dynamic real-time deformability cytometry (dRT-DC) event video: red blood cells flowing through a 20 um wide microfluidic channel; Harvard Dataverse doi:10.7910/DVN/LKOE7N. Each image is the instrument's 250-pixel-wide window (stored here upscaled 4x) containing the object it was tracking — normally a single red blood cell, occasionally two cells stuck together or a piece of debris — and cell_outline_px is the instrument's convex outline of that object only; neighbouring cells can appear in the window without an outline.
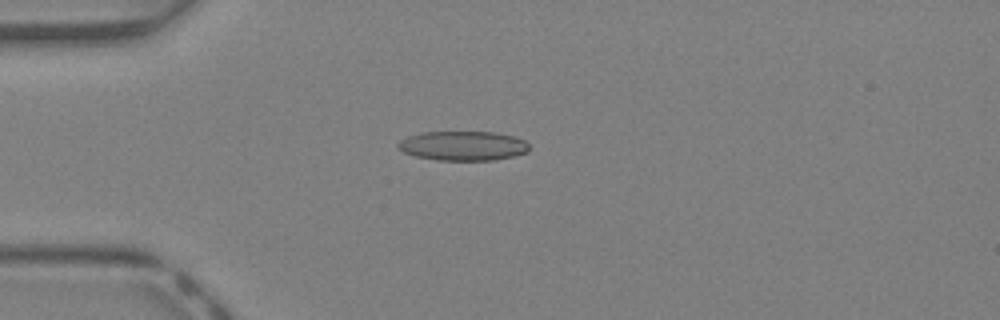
{"species": "Egyptian fruit bat (a non-hibernating species)", "species_latin": "Rousettus aegyptiacus", "temperature_condition": "warm", "stored_images_in_passage": 42, "camera_frame_rate_fps": 3000, "um_per_image_px": 0.085, "animal": {"sex": "female"}, "frame": {"image": 1, "passage_image": 12, "time_ms": 3.667, "image_size_px": [1000, 320], "cell_outline_px": [[528, 152], [516, 156], [492, 160], [436, 160], [416, 156], [404, 152], [396, 148], [396, 144], [400, 140], [408, 136], [420, 132], [496, 132], [512, 136], [524, 140], [528, 144]], "centroid_in_image_um": [39.33, 12.39], "position_along_channel_um": 45.7, "area_um2": 22.6}}
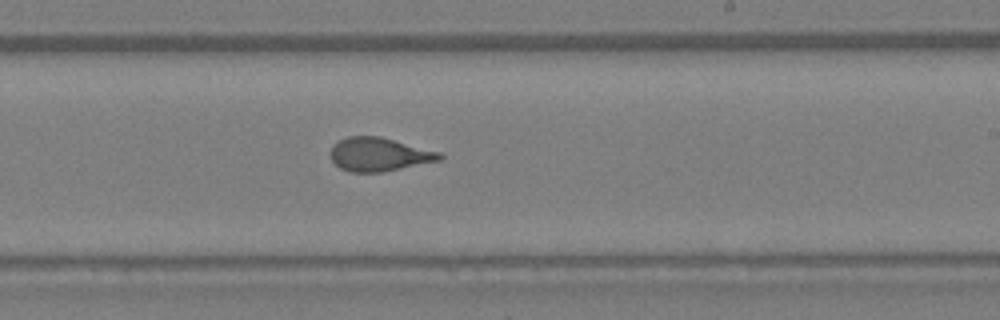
{"frame": {"image": 2, "passage_image": 26, "time_ms": 8.333, "image_size_px": [1000, 320], "cell_outline_px": [[444, 156], [440, 160], [380, 172], [348, 172], [340, 168], [332, 160], [328, 152], [332, 144], [336, 140], [348, 136], [380, 136], [440, 152]], "centroid_in_image_um": [32.15, 13.11], "position_along_channel_um": 256.9, "area_um2": 21.44}}
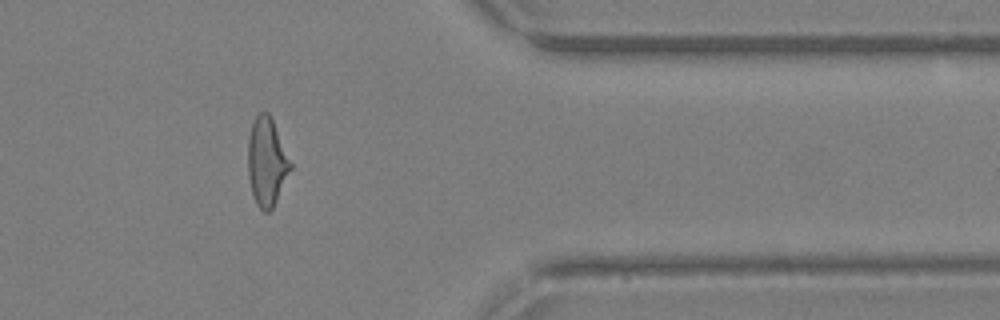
{"frame": {"image": 3, "passage_image": 35, "time_ms": 11.333, "image_size_px": [1000, 320], "cell_outline_px": [[292, 168], [272, 208], [268, 212], [264, 212], [256, 204], [252, 196], [248, 176], [248, 136], [252, 124], [256, 116], [260, 112], [268, 112], [272, 120], [292, 164]], "centroid_in_image_um": [22.65, 13.78], "position_along_channel_um": 388.7, "area_um2": 21.68}, "authors_computed_cell_mechanics": {"area_um2": 21.7617, "velocity_mm_per_s": 4.9708, "shape_relaxation_time_tau1_ms": 9.2479, "shape_relaxation_time_tau2_ms": 0.9191, "deformation_change_tau1": 0.2973, "deformation_change_tau2": 0.091}}